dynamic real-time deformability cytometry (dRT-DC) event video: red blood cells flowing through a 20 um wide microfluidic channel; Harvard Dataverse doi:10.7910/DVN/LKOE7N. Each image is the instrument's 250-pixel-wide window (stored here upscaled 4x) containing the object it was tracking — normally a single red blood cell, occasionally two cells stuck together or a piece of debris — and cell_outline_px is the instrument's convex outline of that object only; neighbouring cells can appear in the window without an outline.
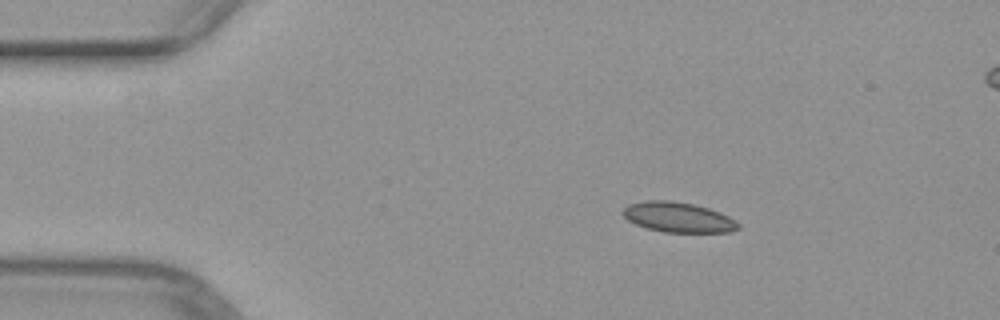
{"species": "common noctule bat (a hibernating species)", "species_latin": "Nyctalus noctula", "temperature_condition": "warm", "stored_images_in_passage": 47, "camera_frame_rate_fps": 3000, "um_per_image_px": 0.085, "animal": {"sex": "female", "body_mass_g": 29.2, "forearm_length_mm": 56.3}, "frame": {"image": 1, "passage_image": 8, "time_ms": 2.333, "image_size_px": [1000, 320], "cell_outline_px": [[740, 228], [732, 232], [664, 232], [648, 228], [636, 224], [628, 220], [620, 212], [628, 204], [648, 200], [672, 200], [696, 204], [720, 212], [728, 216], [740, 224]], "centroid_in_image_um": [57.65, 18.46], "position_along_channel_um": 27.3, "area_um2": 20.35}}
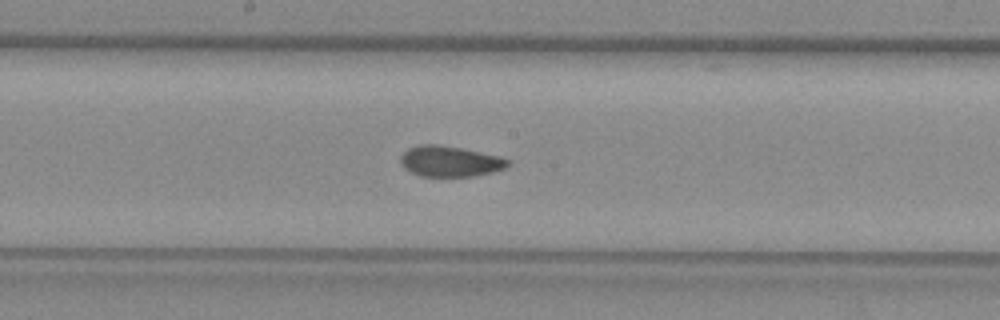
{"frame": {"image": 2, "passage_image": 26, "time_ms": 8.333, "image_size_px": [1000, 320], "cell_outline_px": [[508, 164], [504, 168], [492, 172], [472, 176], [420, 176], [404, 168], [400, 164], [400, 156], [408, 148], [420, 144], [436, 144], [460, 148], [500, 156], [508, 160]], "centroid_in_image_um": [38.19, 13.71], "position_along_channel_um": 210.0, "area_um2": 19.02}}
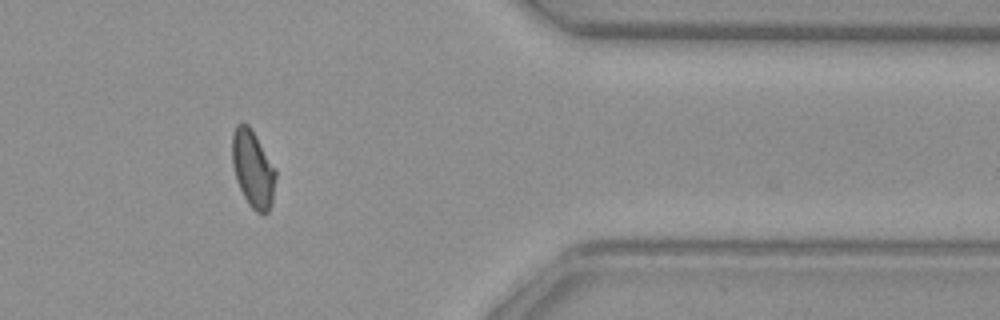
{"frame": {"image": 3, "passage_image": 41, "time_ms": 13.333, "image_size_px": [1000, 320], "cell_outline_px": [[276, 176], [272, 204], [268, 212], [264, 216], [256, 212], [248, 204], [236, 180], [232, 164], [232, 136], [236, 124], [248, 124], [276, 168]], "centroid_in_image_um": [21.51, 14.4], "position_along_channel_um": 389.9, "area_um2": 19.65}}